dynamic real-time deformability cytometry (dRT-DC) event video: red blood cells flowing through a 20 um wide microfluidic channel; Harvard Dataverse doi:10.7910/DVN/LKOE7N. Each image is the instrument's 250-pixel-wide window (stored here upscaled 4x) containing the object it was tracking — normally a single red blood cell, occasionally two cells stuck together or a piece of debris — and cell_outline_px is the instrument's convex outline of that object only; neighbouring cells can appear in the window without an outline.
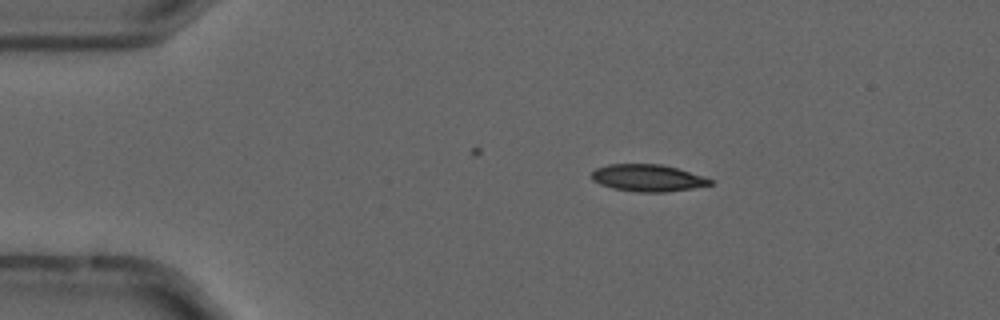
{"species": "common noctule bat (a hibernating species)", "species_latin": "Nyctalus noctula", "temperature_condition": "cold", "stored_images_in_passage": 3, "camera_frame_rate_fps": 3000, "um_per_image_px": 0.085, "animal": {"sex": "male", "forearm_length_mm": 52.5}, "frame": {"image": 1, "passage_image": 1, "time_ms": 0.0, "image_size_px": [1000, 320], "cell_outline_px": [[712, 184], [692, 188], [664, 192], [636, 192], [612, 188], [600, 184], [592, 180], [592, 172], [596, 168], [608, 164], [660, 164], [676, 168], [704, 176], [712, 180]], "centroid_in_image_um": [55.03, 15.12], "position_along_channel_um": 30.0, "area_um2": 18.55}}